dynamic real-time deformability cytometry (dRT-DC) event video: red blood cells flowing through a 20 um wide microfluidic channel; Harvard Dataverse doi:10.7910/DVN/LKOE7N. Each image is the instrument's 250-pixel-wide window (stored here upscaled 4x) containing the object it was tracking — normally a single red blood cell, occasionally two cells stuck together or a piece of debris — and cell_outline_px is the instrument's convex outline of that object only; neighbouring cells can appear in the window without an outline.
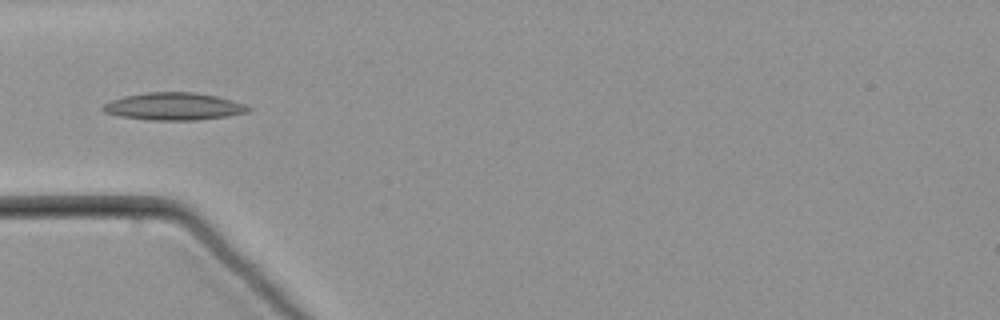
{"species": "common noctule bat (a hibernating species)", "species_latin": "Nyctalus noctula", "temperature_condition": "warm", "stored_images_in_passage": 14, "camera_frame_rate_fps": 3000, "um_per_image_px": 0.085, "animal": {"sex": "male", "body_mass_g": 21.5, "forearm_length_mm": 52.0}, "frame": {"image": 1, "passage_image": 1, "time_ms": 0.0, "image_size_px": [1000, 320], "cell_outline_px": [[252, 108], [248, 112], [228, 116], [196, 120], [148, 120], [120, 116], [104, 112], [100, 108], [104, 104], [112, 100], [124, 96], [148, 92], [192, 92], [216, 96], [232, 100], [244, 104]], "centroid_in_image_um": [14.77, 9.05], "position_along_channel_um": 70.2, "area_um2": 23.18}}
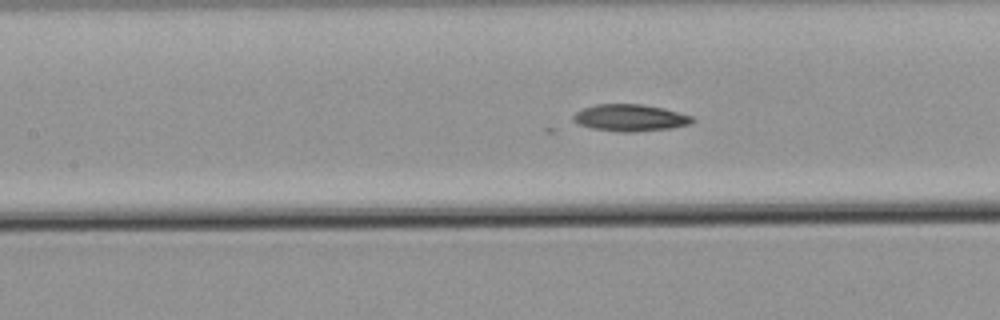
{"frame": {"image": 2, "passage_image": 5, "time_ms": 1.333, "image_size_px": [1000, 320], "cell_outline_px": [[696, 120], [692, 124], [672, 128], [632, 132], [624, 132], [592, 128], [580, 124], [572, 120], [572, 116], [576, 112], [584, 108], [596, 104], [640, 104], [664, 108], [692, 116]], "centroid_in_image_um": [53.6, 10.01], "position_along_channel_um": 153.8, "area_um2": 18.61}}
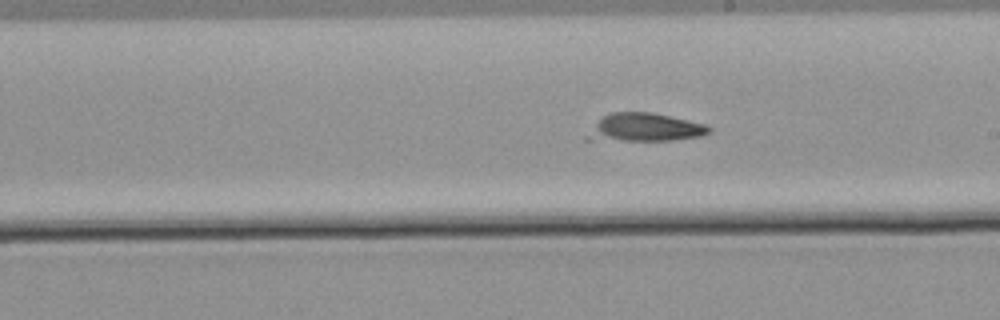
{"frame": {"image": 3, "passage_image": 12, "time_ms": 3.667, "image_size_px": [1000, 320], "cell_outline_px": [[712, 132], [700, 136], [672, 140], [584, 140], [584, 136], [604, 116], [612, 112], [652, 112], [688, 120], [704, 124], [712, 128]], "centroid_in_image_um": [54.81, 10.84], "position_along_channel_um": 234.2, "area_um2": 19.83}}